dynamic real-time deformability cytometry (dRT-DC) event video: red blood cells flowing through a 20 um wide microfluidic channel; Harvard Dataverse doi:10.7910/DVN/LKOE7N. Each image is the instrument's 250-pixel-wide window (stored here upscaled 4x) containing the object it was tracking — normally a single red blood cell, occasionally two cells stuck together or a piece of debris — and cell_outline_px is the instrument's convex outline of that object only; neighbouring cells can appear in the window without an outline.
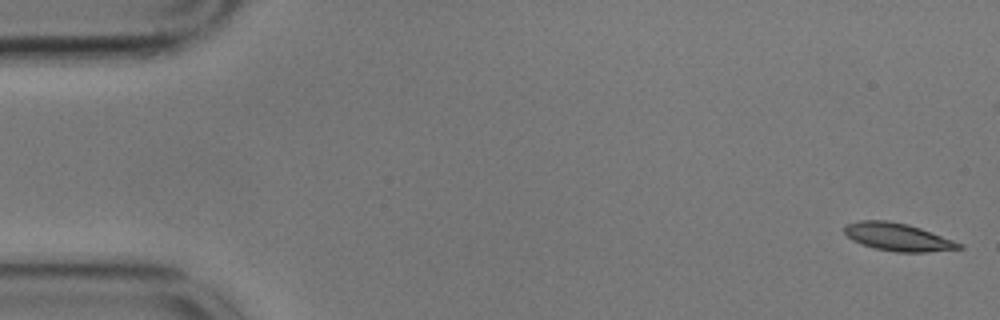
{"species": "common noctule bat (a hibernating species)", "species_latin": "Nyctalus noctula", "temperature_condition": "cold", "stored_images_in_passage": 44, "camera_frame_rate_fps": 3000, "um_per_image_px": 0.085, "animal": {"sex": "male", "body_mass_g": 17.9}, "frame": {"image": 1, "passage_image": 1, "time_ms": 0.0, "image_size_px": [1000, 320], "cell_outline_px": [[964, 248], [924, 252], [896, 252], [872, 248], [860, 244], [852, 240], [844, 232], [844, 224], [860, 220], [888, 220], [908, 224], [920, 228], [964, 244]], "centroid_in_image_um": [76.28, 20.14], "position_along_channel_um": 8.7, "area_um2": 18.67}}
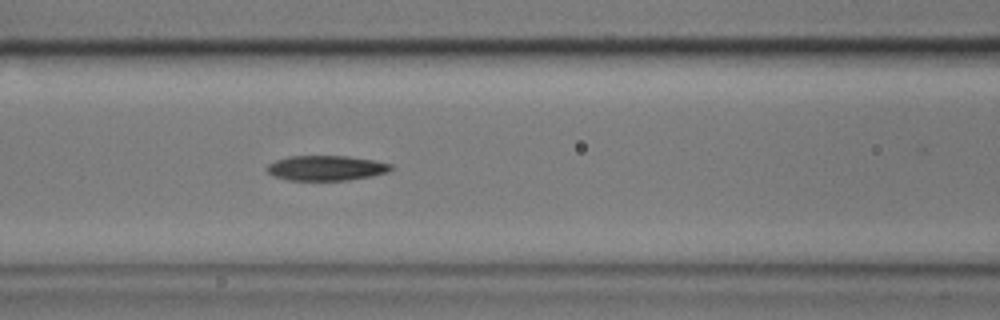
{"frame": {"image": 2, "passage_image": 23, "time_ms": 7.333, "image_size_px": [1000, 320], "cell_outline_px": [[396, 168], [388, 172], [372, 176], [348, 180], [288, 180], [272, 176], [268, 172], [268, 164], [276, 160], [288, 156], [348, 156], [376, 160], [392, 164]], "centroid_in_image_um": [27.78, 14.28], "position_along_channel_um": 138.8, "area_um2": 18.26}}
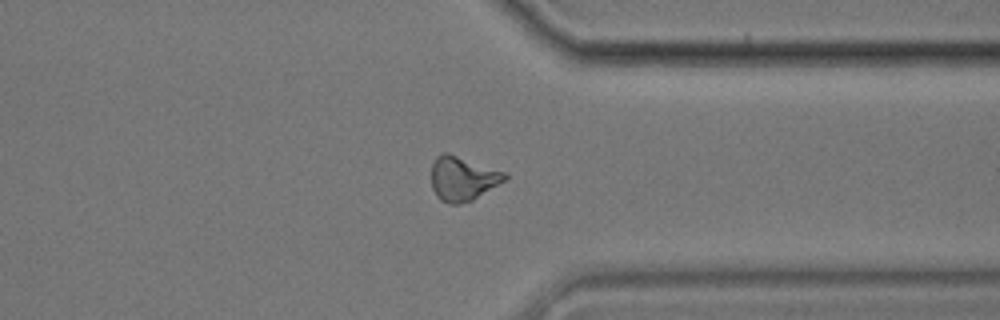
{"frame": {"image": 3, "passage_image": 43, "time_ms": 14.0, "image_size_px": [1000, 320], "cell_outline_px": [[508, 176], [504, 180], [472, 200], [456, 204], [448, 204], [440, 200], [436, 196], [432, 188], [432, 164], [436, 156], [444, 152], [448, 152], [508, 172]], "centroid_in_image_um": [39.32, 15.15], "position_along_channel_um": 372.1, "area_um2": 19.02}}